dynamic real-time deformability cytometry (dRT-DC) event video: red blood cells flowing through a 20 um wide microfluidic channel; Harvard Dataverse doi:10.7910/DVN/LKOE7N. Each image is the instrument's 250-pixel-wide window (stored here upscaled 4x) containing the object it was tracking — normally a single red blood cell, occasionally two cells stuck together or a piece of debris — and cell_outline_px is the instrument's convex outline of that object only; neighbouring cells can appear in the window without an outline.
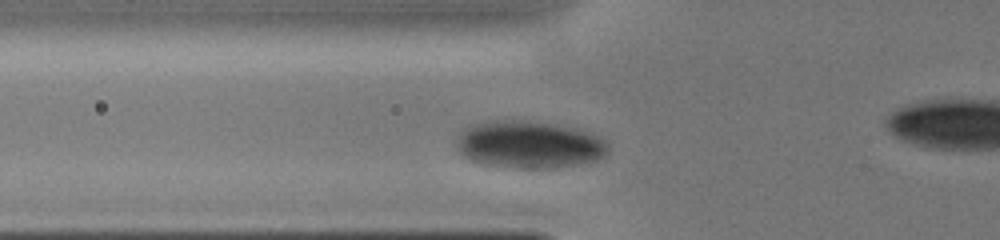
{"species": "human", "species_latin": "Homo sapiens", "temperature_condition": "cold", "stored_images_in_passage": 6, "camera_frame_rate_fps": 3000, "um_per_image_px": 0.085, "donor": {"sex": "male"}, "frame": {"image": 1, "passage_image": 3, "time_ms": 0.333, "image_size_px": [1000, 240], "cell_outline_px": [[608, 152], [604, 156], [596, 160], [580, 164], [556, 168], [516, 168], [480, 164], [468, 160], [456, 148], [456, 132], [468, 124], [488, 120], [532, 120], [560, 124], [592, 132], [600, 136], [608, 144]], "centroid_in_image_um": [44.93, 12.26], "position_along_channel_um": 80.9, "area_um2": 43.23}}